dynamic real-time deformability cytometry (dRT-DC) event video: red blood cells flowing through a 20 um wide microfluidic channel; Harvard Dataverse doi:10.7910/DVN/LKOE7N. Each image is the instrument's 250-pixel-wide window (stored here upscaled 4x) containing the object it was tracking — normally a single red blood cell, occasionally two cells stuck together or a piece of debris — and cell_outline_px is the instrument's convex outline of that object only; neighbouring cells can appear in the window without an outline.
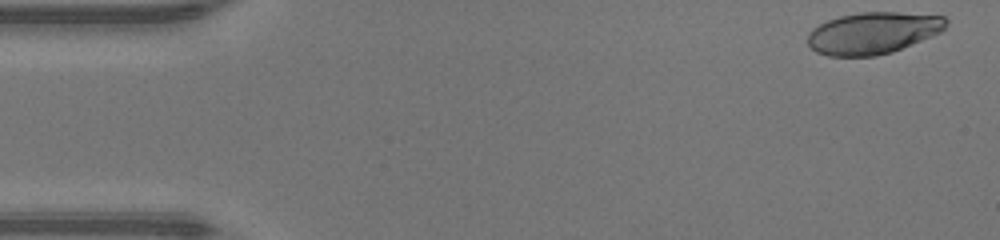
{"species": "human", "species_latin": "Homo sapiens", "temperature_condition": "warm", "stored_images_in_passage": 46, "camera_frame_rate_fps": 3000, "um_per_image_px": 0.085, "donor": {"sex": "male"}, "frame": {"image": 1, "passage_image": 1, "time_ms": 0.0, "image_size_px": [1000, 240], "cell_outline_px": [[948, 24], [940, 32], [932, 36], [892, 52], [876, 56], [828, 56], [816, 52], [808, 44], [808, 32], [812, 28], [828, 20], [840, 16], [860, 12], [900, 12], [944, 16], [948, 20]], "centroid_in_image_um": [74.2, 2.8], "position_along_channel_um": 10.8, "area_um2": 33.76}}
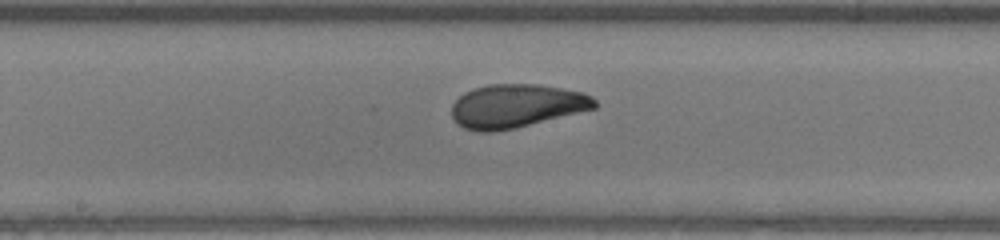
{"frame": {"image": 2, "passage_image": 23, "time_ms": 7.333, "image_size_px": [1000, 240], "cell_outline_px": [[596, 108], [516, 128], [496, 132], [476, 132], [464, 128], [456, 124], [452, 120], [452, 104], [464, 92], [472, 88], [488, 84], [540, 84], [584, 92], [592, 96], [596, 100]], "centroid_in_image_um": [43.87, 9.01], "position_along_channel_um": 204.3, "area_um2": 36.7}}
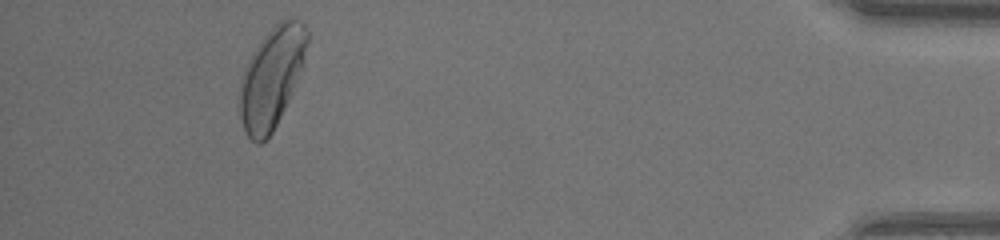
{"frame": {"image": 3, "passage_image": 42, "time_ms": 13.667, "image_size_px": [1000, 240], "cell_outline_px": [[308, 40], [304, 64], [288, 100], [272, 132], [260, 144], [256, 144], [244, 132], [240, 116], [240, 80], [244, 68], [252, 52], [260, 40], [280, 20], [288, 16], [304, 24], [308, 32]], "centroid_in_image_um": [23.08, 6.56], "position_along_channel_um": 412.1, "area_um2": 39.3}, "authors_computed_cell_mechanics": {"area_um2": 35.7493, "velocity_mm_per_s": 4.3993, "shape_relaxation_time_tau1_ms": 4.0348, "shape_relaxation_time_tau2_ms": 0.8035, "deformation_change_tau1": 0.1845, "deformation_change_tau2": 0.0687}}